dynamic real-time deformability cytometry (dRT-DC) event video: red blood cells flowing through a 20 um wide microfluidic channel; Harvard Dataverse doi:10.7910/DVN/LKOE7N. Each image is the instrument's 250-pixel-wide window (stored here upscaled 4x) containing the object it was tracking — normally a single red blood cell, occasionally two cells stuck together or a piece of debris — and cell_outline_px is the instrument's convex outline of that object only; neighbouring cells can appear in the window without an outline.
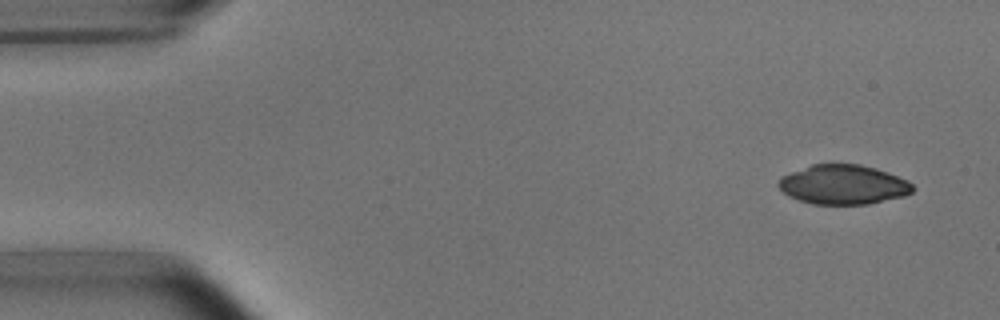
{"species": "common noctule bat (a hibernating species)", "species_latin": "Nyctalus noctula", "temperature_condition": "room temperature", "stored_images_in_passage": 4, "camera_frame_rate_fps": 3000, "um_per_image_px": 0.085, "animal": {"sex": "male", "body_mass_g": 15.6}, "frame": {"image": 1, "passage_image": 1, "time_ms": 0.0, "image_size_px": [1000, 320], "cell_outline_px": [[916, 188], [912, 192], [904, 196], [868, 204], [812, 204], [788, 196], [776, 184], [780, 176], [812, 164], [860, 164], [876, 168], [888, 172], [908, 180]], "centroid_in_image_um": [71.68, 15.69], "position_along_channel_um": 13.3, "area_um2": 31.04}}